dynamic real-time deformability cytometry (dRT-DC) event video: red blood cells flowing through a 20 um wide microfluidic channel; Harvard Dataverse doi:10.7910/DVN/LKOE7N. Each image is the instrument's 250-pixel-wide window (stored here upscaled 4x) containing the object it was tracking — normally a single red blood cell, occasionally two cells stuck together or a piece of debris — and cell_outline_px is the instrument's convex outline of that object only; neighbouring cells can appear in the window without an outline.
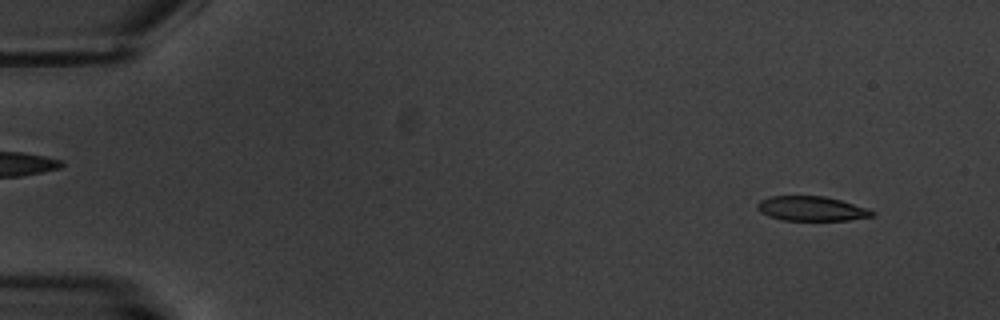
{"species": "common noctule bat (a hibernating species)", "species_latin": "Nyctalus noctula", "temperature_condition": "warm", "stored_images_in_passage": 5, "camera_frame_rate_fps": 3000, "um_per_image_px": 0.085, "animal": {"sex": "male", "body_mass_g": 20.1, "forearm_length_mm": 53.5}, "frame": {"image": 1, "passage_image": 1, "time_ms": 0.0, "image_size_px": [1000, 320], "cell_outline_px": [[876, 216], [848, 220], [780, 220], [768, 216], [760, 212], [756, 208], [756, 204], [760, 200], [772, 196], [824, 196], [840, 200], [876, 212]], "centroid_in_image_um": [68.94, 17.74], "position_along_channel_um": 16.1, "area_um2": 16.42}}
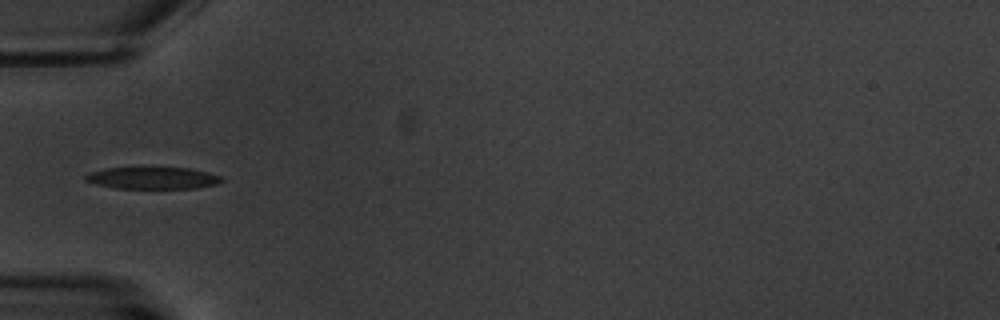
{"frame": {"image": 2, "passage_image": 5, "time_ms": 5.0, "image_size_px": [1000, 320], "cell_outline_px": [[224, 180], [216, 184], [196, 188], [116, 188], [96, 184], [84, 180], [84, 176], [88, 172], [104, 168], [140, 164], [152, 164], [188, 168], [208, 172], [220, 176]], "centroid_in_image_um": [12.9, 15.06], "position_along_channel_um": 72.1, "area_um2": 18.67}}